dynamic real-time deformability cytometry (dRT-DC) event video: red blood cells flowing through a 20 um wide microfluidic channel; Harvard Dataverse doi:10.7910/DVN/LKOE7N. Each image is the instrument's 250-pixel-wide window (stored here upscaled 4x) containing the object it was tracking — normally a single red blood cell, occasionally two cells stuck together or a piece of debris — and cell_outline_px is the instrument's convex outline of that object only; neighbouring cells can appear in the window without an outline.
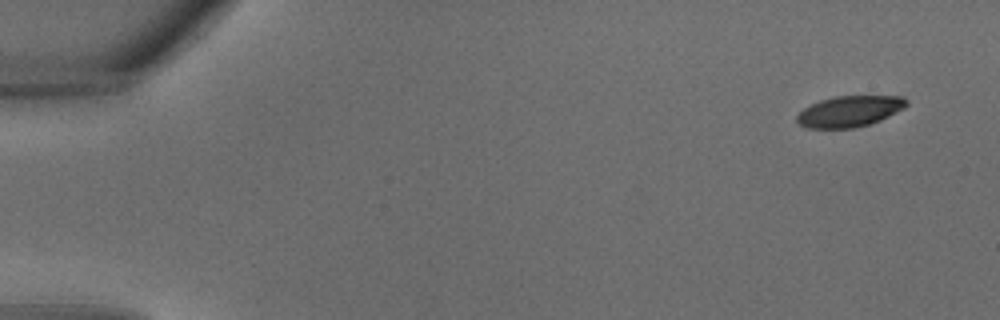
{"species": "common noctule bat (a hibernating species)", "species_latin": "Nyctalus noctula", "temperature_condition": "warm", "stored_images_in_passage": 33, "camera_frame_rate_fps": 3000, "um_per_image_px": 0.085, "animal": {"sex": "male", "body_mass_g": 18.8}, "frame": {"image": 1, "passage_image": 1, "time_ms": 0.0, "image_size_px": [1000, 320], "cell_outline_px": [[908, 104], [904, 108], [880, 120], [868, 124], [852, 128], [804, 128], [796, 120], [796, 116], [804, 108], [820, 100], [836, 96], [904, 96], [908, 100]], "centroid_in_image_um": [72.21, 9.46], "position_along_channel_um": 12.8, "area_um2": 19.71}}
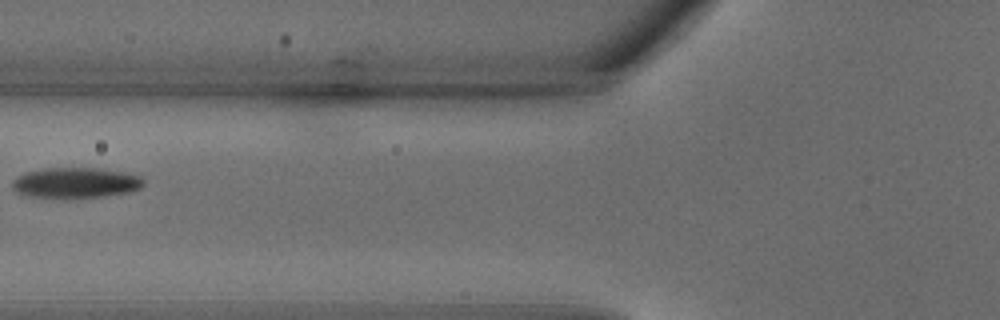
{"frame": {"image": 2, "passage_image": 13, "time_ms": 4.0, "image_size_px": [1000, 320], "cell_outline_px": [[144, 184], [140, 188], [128, 192], [72, 200], [28, 196], [16, 192], [12, 188], [12, 180], [16, 176], [24, 172], [44, 168], [100, 168], [124, 172], [140, 176], [144, 180]], "centroid_in_image_um": [6.37, 15.55], "position_along_channel_um": 119.4, "area_um2": 23.93}}
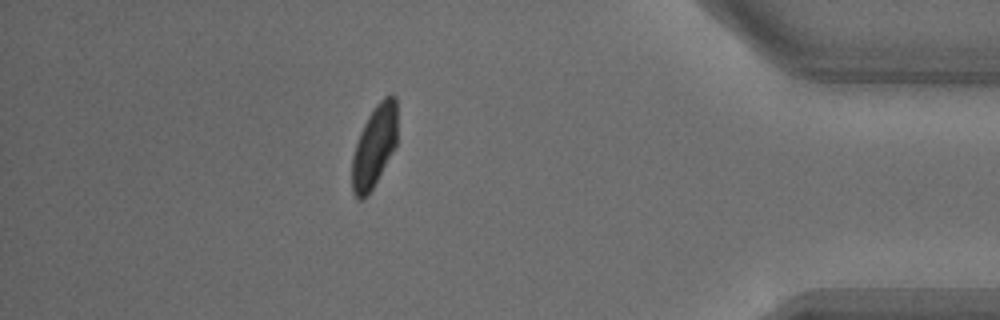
{"frame": {"image": 3, "passage_image": 29, "time_ms": 9.333, "image_size_px": [1000, 320], "cell_outline_px": [[396, 144], [372, 188], [364, 200], [356, 200], [352, 192], [352, 156], [360, 132], [368, 116], [376, 104], [384, 96], [392, 92], [396, 96]], "centroid_in_image_um": [31.8, 12.42], "position_along_channel_um": 403.4, "area_um2": 21.44}}